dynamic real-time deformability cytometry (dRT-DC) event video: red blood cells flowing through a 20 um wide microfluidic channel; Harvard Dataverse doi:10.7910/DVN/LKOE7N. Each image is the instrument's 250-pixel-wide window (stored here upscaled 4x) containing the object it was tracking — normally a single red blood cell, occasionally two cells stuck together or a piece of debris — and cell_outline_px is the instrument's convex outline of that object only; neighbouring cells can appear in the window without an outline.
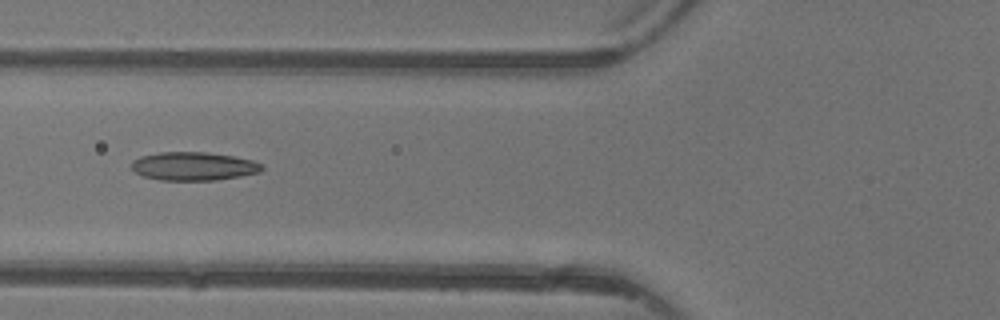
{"species": "common noctule bat (a hibernating species)", "species_latin": "Nyctalus noctula", "temperature_condition": "warm", "stored_images_in_passage": 5, "camera_frame_rate_fps": 3000, "um_per_image_px": 0.085, "animal": {"sex": "female"}, "frame": {"image": 1, "passage_image": 5, "time_ms": 5.333, "image_size_px": [1000, 320], "cell_outline_px": [[264, 168], [260, 172], [240, 176], [216, 180], [160, 180], [144, 176], [136, 172], [132, 168], [132, 160], [140, 156], [160, 152], [208, 152], [232, 156], [252, 160], [260, 164]], "centroid_in_image_um": [16.44, 14.12], "position_along_channel_um": 109.4, "area_um2": 21.5}}